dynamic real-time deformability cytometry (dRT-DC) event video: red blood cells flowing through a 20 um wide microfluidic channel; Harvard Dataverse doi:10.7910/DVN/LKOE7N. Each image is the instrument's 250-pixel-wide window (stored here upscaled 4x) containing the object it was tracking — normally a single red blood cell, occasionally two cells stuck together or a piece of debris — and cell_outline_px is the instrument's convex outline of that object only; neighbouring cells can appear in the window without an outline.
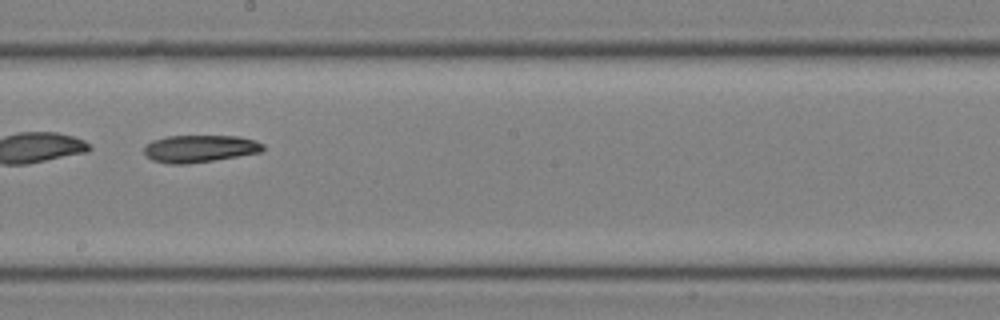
{"species": "common noctule bat (a hibernating species)", "species_latin": "Nyctalus noctula", "temperature_condition": "room temperature", "stored_images_in_passage": 30, "camera_frame_rate_fps": 3000, "um_per_image_px": 0.085, "animal": {"sex": "male", "body_mass_g": 19.0, "forearm_length_mm": 50.8}, "frame": {"image": 1, "passage_image": 13, "time_ms": 4.0, "image_size_px": [1000, 320], "cell_outline_px": [[264, 148], [260, 152], [188, 164], [168, 164], [152, 160], [144, 152], [144, 148], [152, 140], [168, 136], [240, 136], [256, 140], [264, 144]], "centroid_in_image_um": [16.98, 12.63], "position_along_channel_um": 231.2, "area_um2": 18.79}}
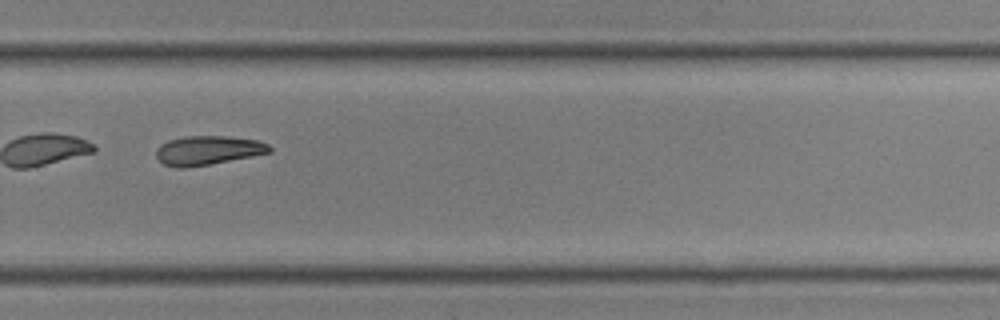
{"frame": {"image": 2, "passage_image": 18, "time_ms": 5.667, "image_size_px": [1000, 320], "cell_outline_px": [[272, 152], [252, 156], [208, 164], [184, 168], [180, 168], [164, 164], [156, 156], [156, 148], [160, 144], [168, 140], [184, 136], [224, 136], [260, 140], [268, 144], [272, 148]], "centroid_in_image_um": [17.68, 12.76], "position_along_channel_um": 312.1, "area_um2": 19.19}}